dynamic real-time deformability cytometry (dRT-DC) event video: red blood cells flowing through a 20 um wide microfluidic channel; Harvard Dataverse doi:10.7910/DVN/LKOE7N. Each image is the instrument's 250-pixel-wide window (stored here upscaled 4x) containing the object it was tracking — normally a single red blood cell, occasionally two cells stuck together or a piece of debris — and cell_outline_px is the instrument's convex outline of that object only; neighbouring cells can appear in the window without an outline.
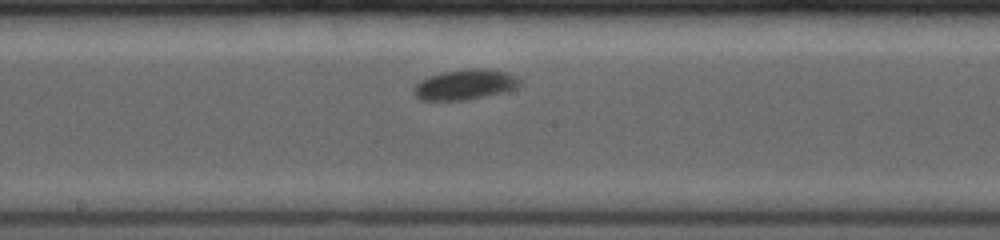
{"species": "common noctule bat (a hibernating species)", "species_latin": "Nyctalus noctula", "temperature_condition": "room temperature", "stored_images_in_passage": 8, "camera_frame_rate_fps": 4000, "um_per_image_px": 0.085, "animal": {"sex": "female", "body_mass_g": 19.0, "forearm_length_mm": 53.3}, "frame": {"image": 1, "passage_image": 8, "time_ms": 4.75, "image_size_px": [1000, 240], "cell_outline_px": [[520, 84], [516, 88], [504, 92], [464, 100], [420, 100], [412, 92], [412, 88], [420, 80], [428, 76], [444, 72], [472, 68], [484, 68], [508, 72], [516, 76], [520, 80]], "centroid_in_image_um": [39.51, 7.18], "position_along_channel_um": 208.7, "area_um2": 18.73}}